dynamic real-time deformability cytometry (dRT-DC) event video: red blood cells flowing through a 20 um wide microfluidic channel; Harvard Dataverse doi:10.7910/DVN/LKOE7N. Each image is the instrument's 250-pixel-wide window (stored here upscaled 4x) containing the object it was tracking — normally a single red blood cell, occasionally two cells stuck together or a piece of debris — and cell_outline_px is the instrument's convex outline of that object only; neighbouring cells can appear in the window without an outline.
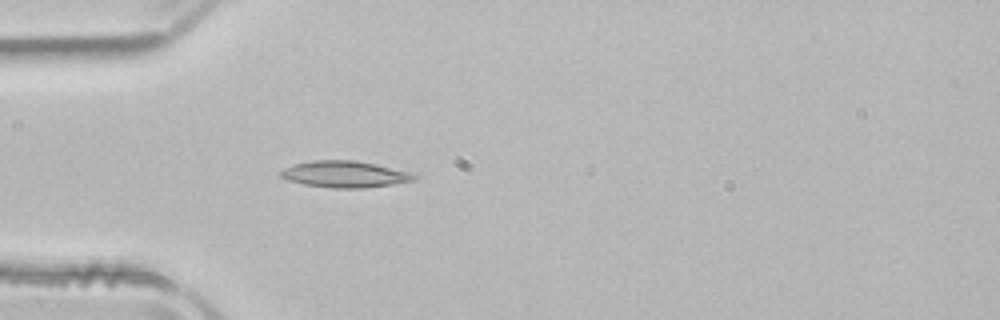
{"species": "common noctule bat (a hibernating species)", "species_latin": "Nyctalus noctula", "temperature_condition": "room temperature", "stored_images_in_passage": 4, "camera_frame_rate_fps": 3000, "um_per_image_px": 0.085, "animal": {"sex": "male", "body_mass_g": 21.5, "forearm_length_mm": 52.0}, "frame": {"image": 1, "passage_image": 4, "time_ms": 1.0, "image_size_px": [1000, 320], "cell_outline_px": [[416, 180], [392, 184], [364, 188], [332, 188], [304, 184], [288, 180], [280, 176], [280, 172], [284, 168], [296, 164], [312, 160], [352, 160], [376, 164], [408, 172], [416, 176]], "centroid_in_image_um": [29.29, 14.81], "position_along_channel_um": 55.7, "area_um2": 20.35}}